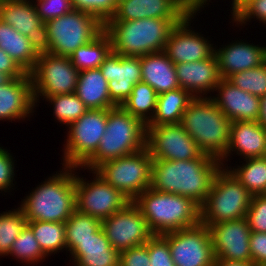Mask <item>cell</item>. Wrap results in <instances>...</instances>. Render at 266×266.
I'll use <instances>...</instances> for the list:
<instances>
[{
  "instance_id": "1",
  "label": "cell",
  "mask_w": 266,
  "mask_h": 266,
  "mask_svg": "<svg viewBox=\"0 0 266 266\" xmlns=\"http://www.w3.org/2000/svg\"><path fill=\"white\" fill-rule=\"evenodd\" d=\"M221 167L219 160L203 153L184 161L153 160L150 188L191 198L201 206Z\"/></svg>"
},
{
  "instance_id": "2",
  "label": "cell",
  "mask_w": 266,
  "mask_h": 266,
  "mask_svg": "<svg viewBox=\"0 0 266 266\" xmlns=\"http://www.w3.org/2000/svg\"><path fill=\"white\" fill-rule=\"evenodd\" d=\"M24 198L19 207L27 221L65 223L75 211V167L63 165Z\"/></svg>"
},
{
  "instance_id": "3",
  "label": "cell",
  "mask_w": 266,
  "mask_h": 266,
  "mask_svg": "<svg viewBox=\"0 0 266 266\" xmlns=\"http://www.w3.org/2000/svg\"><path fill=\"white\" fill-rule=\"evenodd\" d=\"M180 124L203 154L219 161L225 156L231 121L210 97L194 98L184 111Z\"/></svg>"
},
{
  "instance_id": "4",
  "label": "cell",
  "mask_w": 266,
  "mask_h": 266,
  "mask_svg": "<svg viewBox=\"0 0 266 266\" xmlns=\"http://www.w3.org/2000/svg\"><path fill=\"white\" fill-rule=\"evenodd\" d=\"M133 203L140 209L153 234H164L200 223V206L191 198L146 189Z\"/></svg>"
},
{
  "instance_id": "5",
  "label": "cell",
  "mask_w": 266,
  "mask_h": 266,
  "mask_svg": "<svg viewBox=\"0 0 266 266\" xmlns=\"http://www.w3.org/2000/svg\"><path fill=\"white\" fill-rule=\"evenodd\" d=\"M175 25L171 19L158 18L107 21L104 31L110 37L113 52L140 57L164 51L168 35Z\"/></svg>"
},
{
  "instance_id": "6",
  "label": "cell",
  "mask_w": 266,
  "mask_h": 266,
  "mask_svg": "<svg viewBox=\"0 0 266 266\" xmlns=\"http://www.w3.org/2000/svg\"><path fill=\"white\" fill-rule=\"evenodd\" d=\"M147 128L121 106L108 110L106 130L95 154L82 170H95L103 162L136 153L146 147ZM84 169V170H83Z\"/></svg>"
},
{
  "instance_id": "7",
  "label": "cell",
  "mask_w": 266,
  "mask_h": 266,
  "mask_svg": "<svg viewBox=\"0 0 266 266\" xmlns=\"http://www.w3.org/2000/svg\"><path fill=\"white\" fill-rule=\"evenodd\" d=\"M252 196L227 168L221 167L200 206V223L213 225L246 217Z\"/></svg>"
},
{
  "instance_id": "8",
  "label": "cell",
  "mask_w": 266,
  "mask_h": 266,
  "mask_svg": "<svg viewBox=\"0 0 266 266\" xmlns=\"http://www.w3.org/2000/svg\"><path fill=\"white\" fill-rule=\"evenodd\" d=\"M153 159L147 147L126 156L111 159L95 171L130 201L151 187Z\"/></svg>"
},
{
  "instance_id": "9",
  "label": "cell",
  "mask_w": 266,
  "mask_h": 266,
  "mask_svg": "<svg viewBox=\"0 0 266 266\" xmlns=\"http://www.w3.org/2000/svg\"><path fill=\"white\" fill-rule=\"evenodd\" d=\"M109 109H88L67 128L61 164L82 167L96 152L106 130Z\"/></svg>"
},
{
  "instance_id": "10",
  "label": "cell",
  "mask_w": 266,
  "mask_h": 266,
  "mask_svg": "<svg viewBox=\"0 0 266 266\" xmlns=\"http://www.w3.org/2000/svg\"><path fill=\"white\" fill-rule=\"evenodd\" d=\"M32 80L35 106L48 96L75 93L79 70L70 57L52 54H39L35 67L29 73Z\"/></svg>"
},
{
  "instance_id": "11",
  "label": "cell",
  "mask_w": 266,
  "mask_h": 266,
  "mask_svg": "<svg viewBox=\"0 0 266 266\" xmlns=\"http://www.w3.org/2000/svg\"><path fill=\"white\" fill-rule=\"evenodd\" d=\"M50 53L70 57L80 46L89 43L104 25L93 15L73 10L45 23Z\"/></svg>"
},
{
  "instance_id": "12",
  "label": "cell",
  "mask_w": 266,
  "mask_h": 266,
  "mask_svg": "<svg viewBox=\"0 0 266 266\" xmlns=\"http://www.w3.org/2000/svg\"><path fill=\"white\" fill-rule=\"evenodd\" d=\"M79 167L75 168V210L81 214L96 217L99 220L110 217L124 209L131 201L119 190L111 186L95 170L87 169L93 180L79 176ZM77 173V174H76Z\"/></svg>"
},
{
  "instance_id": "13",
  "label": "cell",
  "mask_w": 266,
  "mask_h": 266,
  "mask_svg": "<svg viewBox=\"0 0 266 266\" xmlns=\"http://www.w3.org/2000/svg\"><path fill=\"white\" fill-rule=\"evenodd\" d=\"M171 250L176 266H215L213 243L209 228L196 226L163 234Z\"/></svg>"
},
{
  "instance_id": "14",
  "label": "cell",
  "mask_w": 266,
  "mask_h": 266,
  "mask_svg": "<svg viewBox=\"0 0 266 266\" xmlns=\"http://www.w3.org/2000/svg\"><path fill=\"white\" fill-rule=\"evenodd\" d=\"M148 148L153 160H191L202 152L180 123L146 126Z\"/></svg>"
},
{
  "instance_id": "15",
  "label": "cell",
  "mask_w": 266,
  "mask_h": 266,
  "mask_svg": "<svg viewBox=\"0 0 266 266\" xmlns=\"http://www.w3.org/2000/svg\"><path fill=\"white\" fill-rule=\"evenodd\" d=\"M111 246L119 253L143 245L154 235L140 209L131 201L124 209L101 221Z\"/></svg>"
},
{
  "instance_id": "16",
  "label": "cell",
  "mask_w": 266,
  "mask_h": 266,
  "mask_svg": "<svg viewBox=\"0 0 266 266\" xmlns=\"http://www.w3.org/2000/svg\"><path fill=\"white\" fill-rule=\"evenodd\" d=\"M195 16L196 14L188 13L168 35L164 52L174 64L205 60L215 54L211 39L208 40L202 32L191 28V21Z\"/></svg>"
},
{
  "instance_id": "17",
  "label": "cell",
  "mask_w": 266,
  "mask_h": 266,
  "mask_svg": "<svg viewBox=\"0 0 266 266\" xmlns=\"http://www.w3.org/2000/svg\"><path fill=\"white\" fill-rule=\"evenodd\" d=\"M0 20L26 36L38 54L50 52L48 29L37 14L33 0H4Z\"/></svg>"
},
{
  "instance_id": "18",
  "label": "cell",
  "mask_w": 266,
  "mask_h": 266,
  "mask_svg": "<svg viewBox=\"0 0 266 266\" xmlns=\"http://www.w3.org/2000/svg\"><path fill=\"white\" fill-rule=\"evenodd\" d=\"M206 226L216 259L252 262L249 246L251 230L246 217Z\"/></svg>"
},
{
  "instance_id": "19",
  "label": "cell",
  "mask_w": 266,
  "mask_h": 266,
  "mask_svg": "<svg viewBox=\"0 0 266 266\" xmlns=\"http://www.w3.org/2000/svg\"><path fill=\"white\" fill-rule=\"evenodd\" d=\"M99 69L108 81L110 98L117 106L123 104L134 85L142 79L140 57L122 56L111 51Z\"/></svg>"
},
{
  "instance_id": "20",
  "label": "cell",
  "mask_w": 266,
  "mask_h": 266,
  "mask_svg": "<svg viewBox=\"0 0 266 266\" xmlns=\"http://www.w3.org/2000/svg\"><path fill=\"white\" fill-rule=\"evenodd\" d=\"M188 13L183 0H118L116 13L108 21L158 18L178 24Z\"/></svg>"
},
{
  "instance_id": "21",
  "label": "cell",
  "mask_w": 266,
  "mask_h": 266,
  "mask_svg": "<svg viewBox=\"0 0 266 266\" xmlns=\"http://www.w3.org/2000/svg\"><path fill=\"white\" fill-rule=\"evenodd\" d=\"M214 95L209 96L231 122L257 121L260 114V98L221 79Z\"/></svg>"
},
{
  "instance_id": "22",
  "label": "cell",
  "mask_w": 266,
  "mask_h": 266,
  "mask_svg": "<svg viewBox=\"0 0 266 266\" xmlns=\"http://www.w3.org/2000/svg\"><path fill=\"white\" fill-rule=\"evenodd\" d=\"M32 80L28 73L0 86V120L21 121L35 112Z\"/></svg>"
},
{
  "instance_id": "23",
  "label": "cell",
  "mask_w": 266,
  "mask_h": 266,
  "mask_svg": "<svg viewBox=\"0 0 266 266\" xmlns=\"http://www.w3.org/2000/svg\"><path fill=\"white\" fill-rule=\"evenodd\" d=\"M174 65L179 86L195 98L214 94L222 79L216 54L205 60Z\"/></svg>"
},
{
  "instance_id": "24",
  "label": "cell",
  "mask_w": 266,
  "mask_h": 266,
  "mask_svg": "<svg viewBox=\"0 0 266 266\" xmlns=\"http://www.w3.org/2000/svg\"><path fill=\"white\" fill-rule=\"evenodd\" d=\"M221 78L234 73L256 68L266 61V46L254 45L243 40H232L227 45L215 47Z\"/></svg>"
},
{
  "instance_id": "25",
  "label": "cell",
  "mask_w": 266,
  "mask_h": 266,
  "mask_svg": "<svg viewBox=\"0 0 266 266\" xmlns=\"http://www.w3.org/2000/svg\"><path fill=\"white\" fill-rule=\"evenodd\" d=\"M265 147L266 129L257 121L231 122L229 145L225 156L220 160L221 166L228 167L227 162L228 159L231 160V154H238L243 160L263 157Z\"/></svg>"
},
{
  "instance_id": "26",
  "label": "cell",
  "mask_w": 266,
  "mask_h": 266,
  "mask_svg": "<svg viewBox=\"0 0 266 266\" xmlns=\"http://www.w3.org/2000/svg\"><path fill=\"white\" fill-rule=\"evenodd\" d=\"M69 256L74 266H115L119 263V252L111 246L102 227L92 237L79 241Z\"/></svg>"
},
{
  "instance_id": "27",
  "label": "cell",
  "mask_w": 266,
  "mask_h": 266,
  "mask_svg": "<svg viewBox=\"0 0 266 266\" xmlns=\"http://www.w3.org/2000/svg\"><path fill=\"white\" fill-rule=\"evenodd\" d=\"M142 82L150 85L159 95L180 88L174 63L164 51L140 56Z\"/></svg>"
},
{
  "instance_id": "28",
  "label": "cell",
  "mask_w": 266,
  "mask_h": 266,
  "mask_svg": "<svg viewBox=\"0 0 266 266\" xmlns=\"http://www.w3.org/2000/svg\"><path fill=\"white\" fill-rule=\"evenodd\" d=\"M75 94L88 109H111L117 106L110 98L108 81L99 68L79 72Z\"/></svg>"
},
{
  "instance_id": "29",
  "label": "cell",
  "mask_w": 266,
  "mask_h": 266,
  "mask_svg": "<svg viewBox=\"0 0 266 266\" xmlns=\"http://www.w3.org/2000/svg\"><path fill=\"white\" fill-rule=\"evenodd\" d=\"M0 48L28 74L35 67L39 57L28 38L2 20H0Z\"/></svg>"
},
{
  "instance_id": "30",
  "label": "cell",
  "mask_w": 266,
  "mask_h": 266,
  "mask_svg": "<svg viewBox=\"0 0 266 266\" xmlns=\"http://www.w3.org/2000/svg\"><path fill=\"white\" fill-rule=\"evenodd\" d=\"M194 98L181 87L159 94L154 116L146 126L180 123L184 111Z\"/></svg>"
},
{
  "instance_id": "31",
  "label": "cell",
  "mask_w": 266,
  "mask_h": 266,
  "mask_svg": "<svg viewBox=\"0 0 266 266\" xmlns=\"http://www.w3.org/2000/svg\"><path fill=\"white\" fill-rule=\"evenodd\" d=\"M112 51L111 40L104 29L89 43L78 47L70 56L79 72L97 69Z\"/></svg>"
},
{
  "instance_id": "32",
  "label": "cell",
  "mask_w": 266,
  "mask_h": 266,
  "mask_svg": "<svg viewBox=\"0 0 266 266\" xmlns=\"http://www.w3.org/2000/svg\"><path fill=\"white\" fill-rule=\"evenodd\" d=\"M157 96L158 94L150 85L141 81L134 85L132 93L121 107L147 125L154 116Z\"/></svg>"
},
{
  "instance_id": "33",
  "label": "cell",
  "mask_w": 266,
  "mask_h": 266,
  "mask_svg": "<svg viewBox=\"0 0 266 266\" xmlns=\"http://www.w3.org/2000/svg\"><path fill=\"white\" fill-rule=\"evenodd\" d=\"M244 162L227 169L252 195L266 194V159L249 158Z\"/></svg>"
},
{
  "instance_id": "34",
  "label": "cell",
  "mask_w": 266,
  "mask_h": 266,
  "mask_svg": "<svg viewBox=\"0 0 266 266\" xmlns=\"http://www.w3.org/2000/svg\"><path fill=\"white\" fill-rule=\"evenodd\" d=\"M34 237L39 242L42 251L47 255H54L66 250L65 223L48 221H27Z\"/></svg>"
},
{
  "instance_id": "35",
  "label": "cell",
  "mask_w": 266,
  "mask_h": 266,
  "mask_svg": "<svg viewBox=\"0 0 266 266\" xmlns=\"http://www.w3.org/2000/svg\"><path fill=\"white\" fill-rule=\"evenodd\" d=\"M101 228V220L85 215L76 210L65 222V235L67 251L70 253L79 241L92 237Z\"/></svg>"
},
{
  "instance_id": "36",
  "label": "cell",
  "mask_w": 266,
  "mask_h": 266,
  "mask_svg": "<svg viewBox=\"0 0 266 266\" xmlns=\"http://www.w3.org/2000/svg\"><path fill=\"white\" fill-rule=\"evenodd\" d=\"M8 255L14 257L16 261H21L20 263L24 262L26 266L29 264L35 266L48 257L42 251L39 242L34 237L32 229L27 224L13 242Z\"/></svg>"
},
{
  "instance_id": "37",
  "label": "cell",
  "mask_w": 266,
  "mask_h": 266,
  "mask_svg": "<svg viewBox=\"0 0 266 266\" xmlns=\"http://www.w3.org/2000/svg\"><path fill=\"white\" fill-rule=\"evenodd\" d=\"M45 99L53 105L52 112L56 122H60L66 127L78 120L88 110L75 93L48 96Z\"/></svg>"
},
{
  "instance_id": "38",
  "label": "cell",
  "mask_w": 266,
  "mask_h": 266,
  "mask_svg": "<svg viewBox=\"0 0 266 266\" xmlns=\"http://www.w3.org/2000/svg\"><path fill=\"white\" fill-rule=\"evenodd\" d=\"M14 209V210H13ZM0 213V256H8L13 242L26 226L27 220L20 207Z\"/></svg>"
},
{
  "instance_id": "39",
  "label": "cell",
  "mask_w": 266,
  "mask_h": 266,
  "mask_svg": "<svg viewBox=\"0 0 266 266\" xmlns=\"http://www.w3.org/2000/svg\"><path fill=\"white\" fill-rule=\"evenodd\" d=\"M227 80L245 92L263 97L266 95V61L256 68L234 73Z\"/></svg>"
},
{
  "instance_id": "40",
  "label": "cell",
  "mask_w": 266,
  "mask_h": 266,
  "mask_svg": "<svg viewBox=\"0 0 266 266\" xmlns=\"http://www.w3.org/2000/svg\"><path fill=\"white\" fill-rule=\"evenodd\" d=\"M74 10L95 16L103 25L116 13L118 0H71Z\"/></svg>"
},
{
  "instance_id": "41",
  "label": "cell",
  "mask_w": 266,
  "mask_h": 266,
  "mask_svg": "<svg viewBox=\"0 0 266 266\" xmlns=\"http://www.w3.org/2000/svg\"><path fill=\"white\" fill-rule=\"evenodd\" d=\"M150 266H176L171 257L167 238L154 234L148 241Z\"/></svg>"
},
{
  "instance_id": "42",
  "label": "cell",
  "mask_w": 266,
  "mask_h": 266,
  "mask_svg": "<svg viewBox=\"0 0 266 266\" xmlns=\"http://www.w3.org/2000/svg\"><path fill=\"white\" fill-rule=\"evenodd\" d=\"M33 3L44 23L74 10L71 0H33Z\"/></svg>"
},
{
  "instance_id": "43",
  "label": "cell",
  "mask_w": 266,
  "mask_h": 266,
  "mask_svg": "<svg viewBox=\"0 0 266 266\" xmlns=\"http://www.w3.org/2000/svg\"><path fill=\"white\" fill-rule=\"evenodd\" d=\"M246 218L251 232H266V194L252 196Z\"/></svg>"
},
{
  "instance_id": "44",
  "label": "cell",
  "mask_w": 266,
  "mask_h": 266,
  "mask_svg": "<svg viewBox=\"0 0 266 266\" xmlns=\"http://www.w3.org/2000/svg\"><path fill=\"white\" fill-rule=\"evenodd\" d=\"M254 18L259 23L266 24V0H251L249 1L232 19L231 22L240 27L251 23ZM240 25V26H239Z\"/></svg>"
},
{
  "instance_id": "45",
  "label": "cell",
  "mask_w": 266,
  "mask_h": 266,
  "mask_svg": "<svg viewBox=\"0 0 266 266\" xmlns=\"http://www.w3.org/2000/svg\"><path fill=\"white\" fill-rule=\"evenodd\" d=\"M12 155L13 154L9 153V150H7V148L5 149L2 146H0V191L1 193L2 191L3 193L12 192L11 190L15 187L14 183L16 182L14 180V177L16 173L14 172H16L15 170L16 160H14Z\"/></svg>"
},
{
  "instance_id": "46",
  "label": "cell",
  "mask_w": 266,
  "mask_h": 266,
  "mask_svg": "<svg viewBox=\"0 0 266 266\" xmlns=\"http://www.w3.org/2000/svg\"><path fill=\"white\" fill-rule=\"evenodd\" d=\"M119 264L121 266H150L148 242L121 251Z\"/></svg>"
},
{
  "instance_id": "47",
  "label": "cell",
  "mask_w": 266,
  "mask_h": 266,
  "mask_svg": "<svg viewBox=\"0 0 266 266\" xmlns=\"http://www.w3.org/2000/svg\"><path fill=\"white\" fill-rule=\"evenodd\" d=\"M249 246L253 264L266 261V232H251Z\"/></svg>"
},
{
  "instance_id": "48",
  "label": "cell",
  "mask_w": 266,
  "mask_h": 266,
  "mask_svg": "<svg viewBox=\"0 0 266 266\" xmlns=\"http://www.w3.org/2000/svg\"><path fill=\"white\" fill-rule=\"evenodd\" d=\"M0 72L7 74L10 78L22 77L25 74L18 64L1 48Z\"/></svg>"
},
{
  "instance_id": "49",
  "label": "cell",
  "mask_w": 266,
  "mask_h": 266,
  "mask_svg": "<svg viewBox=\"0 0 266 266\" xmlns=\"http://www.w3.org/2000/svg\"><path fill=\"white\" fill-rule=\"evenodd\" d=\"M211 0H189L188 2V12L190 14H196L198 15V13L202 12V8L204 10V7H206L205 5H207V7L209 6L208 2H210ZM232 2L234 0H231Z\"/></svg>"
},
{
  "instance_id": "50",
  "label": "cell",
  "mask_w": 266,
  "mask_h": 266,
  "mask_svg": "<svg viewBox=\"0 0 266 266\" xmlns=\"http://www.w3.org/2000/svg\"><path fill=\"white\" fill-rule=\"evenodd\" d=\"M215 266H257L252 262L235 261L228 259H216Z\"/></svg>"
},
{
  "instance_id": "51",
  "label": "cell",
  "mask_w": 266,
  "mask_h": 266,
  "mask_svg": "<svg viewBox=\"0 0 266 266\" xmlns=\"http://www.w3.org/2000/svg\"><path fill=\"white\" fill-rule=\"evenodd\" d=\"M257 122L266 129V95L260 97V114Z\"/></svg>"
},
{
  "instance_id": "52",
  "label": "cell",
  "mask_w": 266,
  "mask_h": 266,
  "mask_svg": "<svg viewBox=\"0 0 266 266\" xmlns=\"http://www.w3.org/2000/svg\"><path fill=\"white\" fill-rule=\"evenodd\" d=\"M249 1L251 0H234L232 3H231V8L232 10L230 11L231 13V18H233Z\"/></svg>"
},
{
  "instance_id": "53",
  "label": "cell",
  "mask_w": 266,
  "mask_h": 266,
  "mask_svg": "<svg viewBox=\"0 0 266 266\" xmlns=\"http://www.w3.org/2000/svg\"><path fill=\"white\" fill-rule=\"evenodd\" d=\"M10 79L7 74L0 72V86L6 84Z\"/></svg>"
},
{
  "instance_id": "54",
  "label": "cell",
  "mask_w": 266,
  "mask_h": 266,
  "mask_svg": "<svg viewBox=\"0 0 266 266\" xmlns=\"http://www.w3.org/2000/svg\"><path fill=\"white\" fill-rule=\"evenodd\" d=\"M257 266H266V261L262 262V263H259Z\"/></svg>"
},
{
  "instance_id": "55",
  "label": "cell",
  "mask_w": 266,
  "mask_h": 266,
  "mask_svg": "<svg viewBox=\"0 0 266 266\" xmlns=\"http://www.w3.org/2000/svg\"><path fill=\"white\" fill-rule=\"evenodd\" d=\"M263 158L266 159V147H265V152H264Z\"/></svg>"
},
{
  "instance_id": "56",
  "label": "cell",
  "mask_w": 266,
  "mask_h": 266,
  "mask_svg": "<svg viewBox=\"0 0 266 266\" xmlns=\"http://www.w3.org/2000/svg\"><path fill=\"white\" fill-rule=\"evenodd\" d=\"M183 1L188 5L189 0H183Z\"/></svg>"
},
{
  "instance_id": "57",
  "label": "cell",
  "mask_w": 266,
  "mask_h": 266,
  "mask_svg": "<svg viewBox=\"0 0 266 266\" xmlns=\"http://www.w3.org/2000/svg\"><path fill=\"white\" fill-rule=\"evenodd\" d=\"M4 0H0V6L3 4Z\"/></svg>"
}]
</instances>
